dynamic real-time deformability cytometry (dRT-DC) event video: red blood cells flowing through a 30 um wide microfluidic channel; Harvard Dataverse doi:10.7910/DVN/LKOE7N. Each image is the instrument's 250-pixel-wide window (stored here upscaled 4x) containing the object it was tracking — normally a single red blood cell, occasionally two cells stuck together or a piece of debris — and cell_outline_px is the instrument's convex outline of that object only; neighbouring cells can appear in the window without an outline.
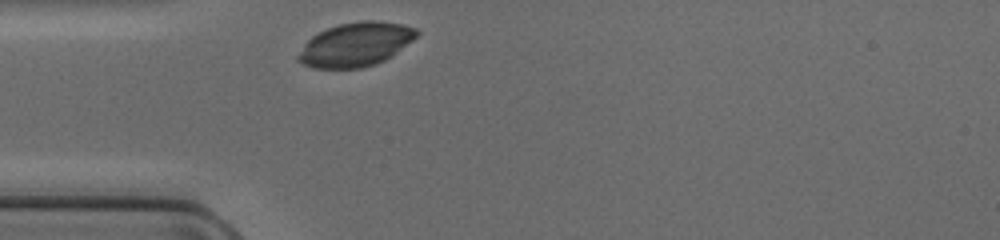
{"species": "common noctule bat (a hibernating species)", "species_latin": "Nyctalus noctula", "temperature_condition": "cold", "stored_images_in_passage": 25, "camera_frame_rate_fps": 3000, "um_per_image_px": 0.085, "animal": {"sex": "female", "body_mass_g": 17.0, "forearm_length_mm": 48.0}, "frame": {"image": 1, "passage_image": 1, "time_ms": 0.0, "image_size_px": [1000, 240], "cell_outline_px": [[420, 32], [412, 40], [392, 56], [376, 64], [360, 68], [316, 68], [304, 64], [296, 60], [296, 56], [304, 44], [312, 36], [328, 28], [340, 24], [360, 20], [372, 20], [404, 24], [416, 28]], "centroid_in_image_um": [30.23, 3.77], "position_along_channel_um": 54.8, "area_um2": 30.23}}
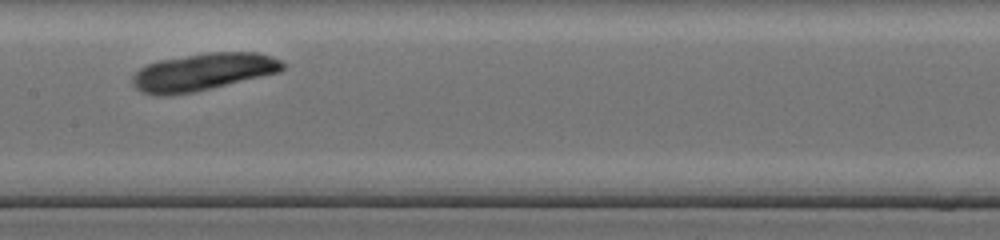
{"frame": {"image": 2, "passage_image": 11, "time_ms": 3.333, "image_size_px": [1000, 240], "cell_outline_px": [[284, 68], [280, 72], [192, 92], [164, 96], [156, 96], [140, 92], [132, 84], [132, 76], [140, 68], [148, 64], [160, 60], [208, 52], [256, 52], [272, 56], [280, 60], [284, 64]], "centroid_in_image_um": [17.23, 6.11], "position_along_channel_um": 190.2, "area_um2": 32.48}}
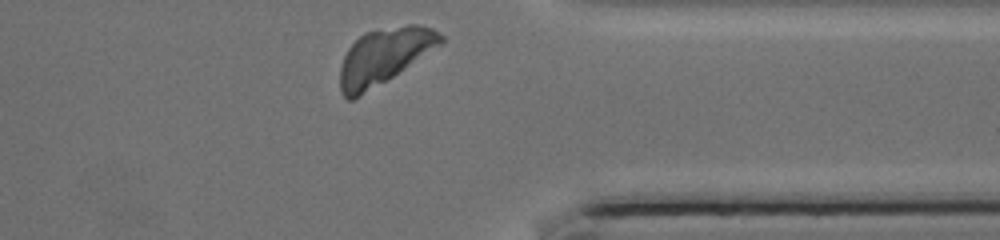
{"frame": {"image": 3, "passage_image": 25, "time_ms": 8.0, "image_size_px": [1000, 240], "cell_outline_px": [[444, 44], [360, 96], [352, 100], [348, 100], [340, 92], [340, 68], [344, 56], [348, 48], [364, 32], [408, 24], [416, 24], [432, 28], [444, 36]], "centroid_in_image_um": [32.67, 4.77], "position_along_channel_um": 378.7, "area_um2": 32.6}}